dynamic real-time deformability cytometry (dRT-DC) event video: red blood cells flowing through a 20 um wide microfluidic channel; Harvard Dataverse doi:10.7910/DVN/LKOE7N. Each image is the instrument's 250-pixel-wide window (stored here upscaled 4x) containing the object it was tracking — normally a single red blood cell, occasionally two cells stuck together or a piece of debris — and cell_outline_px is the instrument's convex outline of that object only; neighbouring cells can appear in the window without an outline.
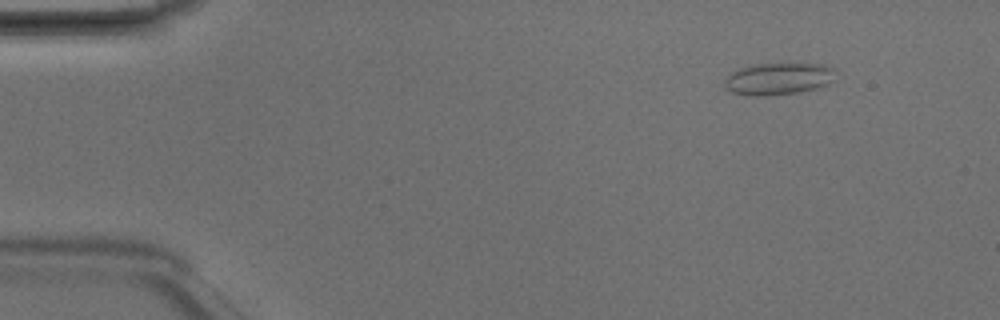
{"species": "Egyptian fruit bat (a non-hibernating species)", "species_latin": "Rousettus aegyptiacus", "temperature_condition": "room temperature", "stored_images_in_passage": 5, "camera_frame_rate_fps": 3000, "um_per_image_px": 0.085, "animal": {"sex": "male"}, "frame": {"image": 1, "passage_image": 2, "time_ms": 0.333, "image_size_px": [1000, 320], "cell_outline_px": [[836, 68], [828, 84], [816, 88], [796, 92], [764, 96], [752, 96], [732, 92], [724, 84], [724, 80], [732, 72], [740, 68], [752, 64], [788, 60], [824, 64]], "centroid_in_image_um": [66.18, 6.62], "position_along_channel_um": 18.8, "area_um2": 21.44}}